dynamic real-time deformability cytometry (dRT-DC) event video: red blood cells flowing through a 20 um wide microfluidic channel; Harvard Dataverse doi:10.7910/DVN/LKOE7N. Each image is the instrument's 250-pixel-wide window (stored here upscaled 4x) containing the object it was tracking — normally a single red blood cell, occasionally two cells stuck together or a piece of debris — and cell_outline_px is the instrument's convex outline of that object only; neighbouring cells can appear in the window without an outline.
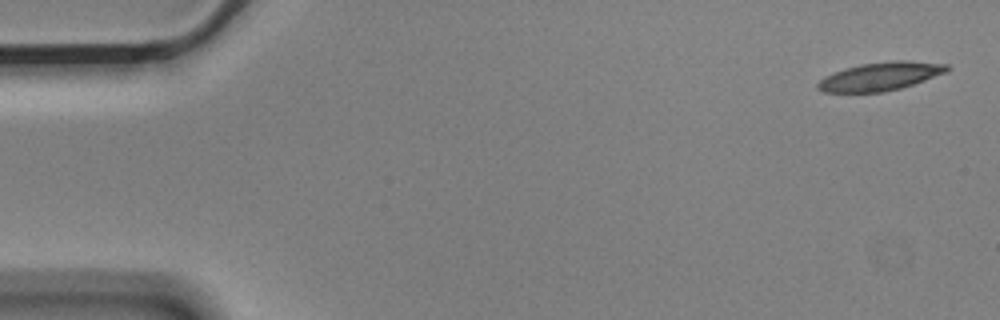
{"species": "Egyptian fruit bat (a non-hibernating species)", "species_latin": "Rousettus aegyptiacus", "temperature_condition": "cold", "stored_images_in_passage": 4, "camera_frame_rate_fps": 3000, "um_per_image_px": 0.085, "animal": {"sex": "male"}, "frame": {"image": 1, "passage_image": 1, "time_ms": 0.0, "image_size_px": [1000, 320], "cell_outline_px": [[952, 68], [948, 72], [900, 88], [884, 92], [824, 92], [816, 88], [816, 84], [824, 76], [832, 72], [844, 68], [860, 64], [896, 60], [904, 60], [948, 64]], "centroid_in_image_um": [74.83, 6.48], "position_along_channel_um": 10.2, "area_um2": 21.44}}
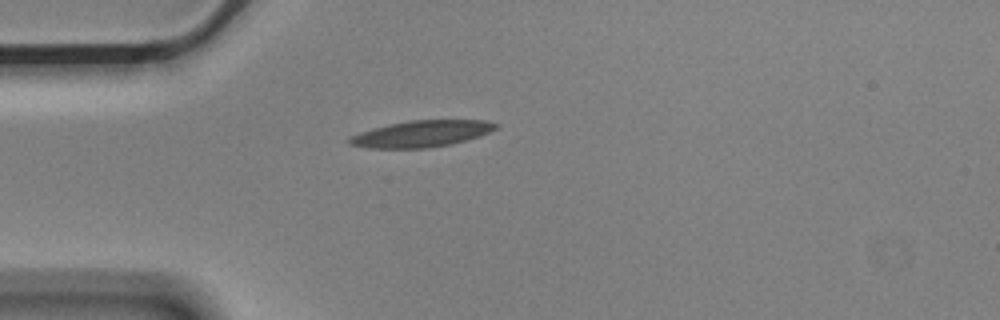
{"frame": {"image": 2, "passage_image": 4, "time_ms": 1.0, "image_size_px": [1000, 320], "cell_outline_px": [[496, 128], [480, 136], [452, 144], [428, 148], [368, 148], [348, 144], [348, 136], [372, 128], [388, 124], [408, 120], [484, 120], [496, 124]], "centroid_in_image_um": [35.76, 11.37], "position_along_channel_um": 49.2, "area_um2": 22.6}}